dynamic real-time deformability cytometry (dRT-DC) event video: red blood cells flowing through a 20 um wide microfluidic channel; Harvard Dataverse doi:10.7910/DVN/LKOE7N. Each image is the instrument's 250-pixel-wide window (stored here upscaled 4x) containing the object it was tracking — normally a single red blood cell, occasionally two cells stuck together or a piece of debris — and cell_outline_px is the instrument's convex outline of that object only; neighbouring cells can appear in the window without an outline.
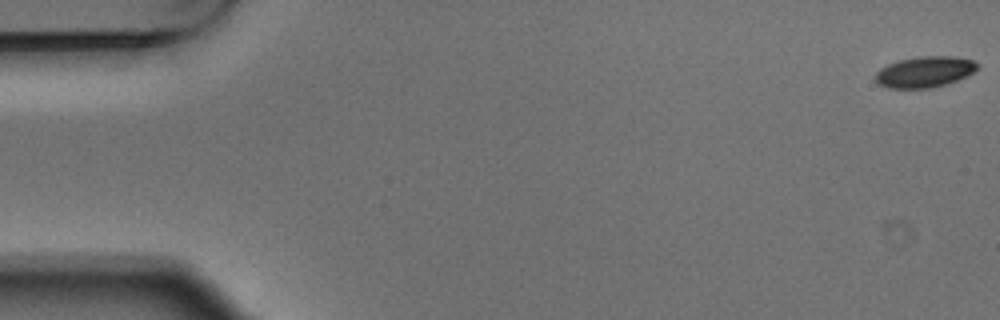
{"species": "Egyptian fruit bat (a non-hibernating species)", "species_latin": "Rousettus aegyptiacus", "temperature_condition": "warm", "stored_images_in_passage": 5, "camera_frame_rate_fps": 3000, "um_per_image_px": 0.085, "animal": {"sex": "male"}, "frame": {"image": 1, "passage_image": 1, "time_ms": 0.0, "image_size_px": [1000, 320], "cell_outline_px": [[980, 68], [968, 76], [948, 84], [932, 88], [888, 88], [880, 84], [876, 80], [876, 72], [880, 68], [888, 64], [900, 60], [916, 56], [952, 56], [972, 60], [980, 64]], "centroid_in_image_um": [78.66, 6.11], "position_along_channel_um": 6.3, "area_um2": 18.61}}
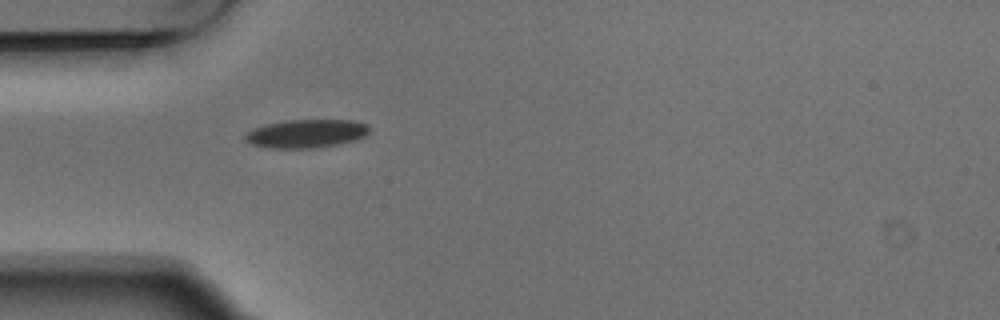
{"frame": {"image": 2, "passage_image": 5, "time_ms": 1.333, "image_size_px": [1000, 320], "cell_outline_px": [[368, 132], [364, 136], [356, 140], [340, 144], [316, 148], [264, 148], [252, 144], [244, 140], [244, 132], [252, 128], [264, 124], [284, 120], [352, 120], [368, 124]], "centroid_in_image_um": [25.97, 11.36], "position_along_channel_um": 59.0, "area_um2": 20.92}}